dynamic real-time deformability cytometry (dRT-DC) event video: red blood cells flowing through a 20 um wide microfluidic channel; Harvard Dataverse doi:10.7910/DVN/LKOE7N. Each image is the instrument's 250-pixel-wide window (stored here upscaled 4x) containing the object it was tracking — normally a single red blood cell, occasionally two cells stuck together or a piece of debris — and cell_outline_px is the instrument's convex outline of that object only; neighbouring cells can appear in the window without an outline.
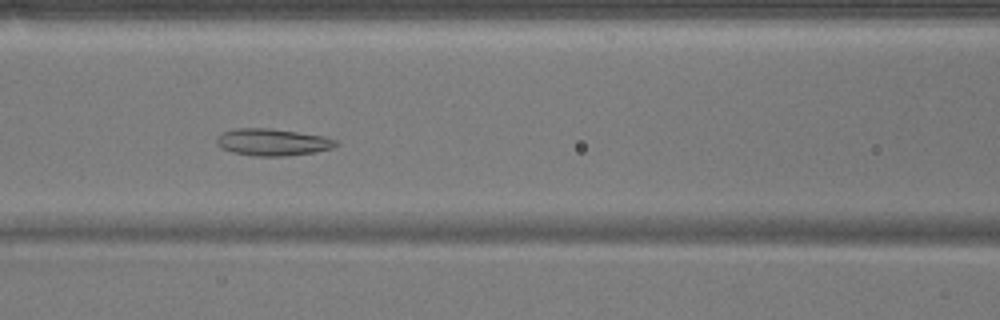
{"species": "common noctule bat (a hibernating species)", "species_latin": "Nyctalus noctula", "temperature_condition": "warm", "stored_images_in_passage": 54, "segment_of_instrument_passage": [1, 2], "camera_frame_rate_fps": 3000, "um_per_image_px": 0.085, "animal": {"sex": "male", "body_mass_g": 17.9}, "frame": {"image": 1, "passage_image": 23, "time_ms": 7.333, "image_size_px": [1000, 320], "cell_outline_px": [[340, 144], [332, 148], [316, 152], [288, 156], [256, 156], [232, 152], [220, 148], [216, 144], [216, 136], [224, 132], [236, 128], [268, 128], [324, 136], [336, 140]], "centroid_in_image_um": [23.16, 12.09], "position_along_channel_um": 143.4, "area_um2": 18.84}}
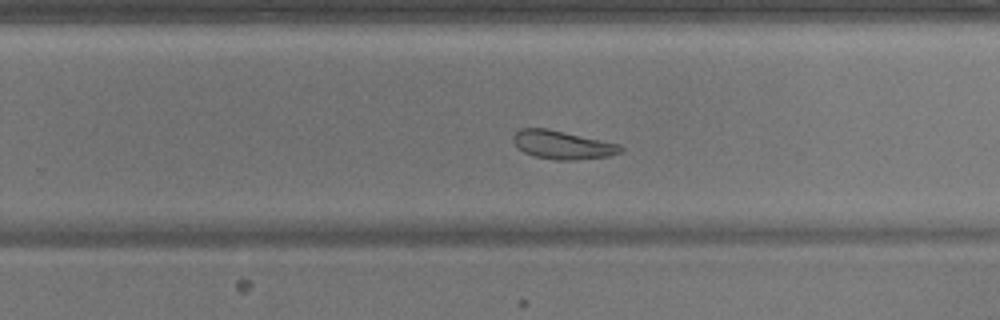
{"frame": {"image": 2, "passage_image": 34, "time_ms": 11.0, "image_size_px": [1000, 320], "cell_outline_px": [[624, 148], [620, 152], [608, 156], [576, 160], [556, 160], [536, 156], [524, 152], [512, 140], [512, 136], [520, 128], [548, 128], [620, 144]], "centroid_in_image_um": [47.82, 12.3], "position_along_channel_um": 282.0, "area_um2": 17.69}}
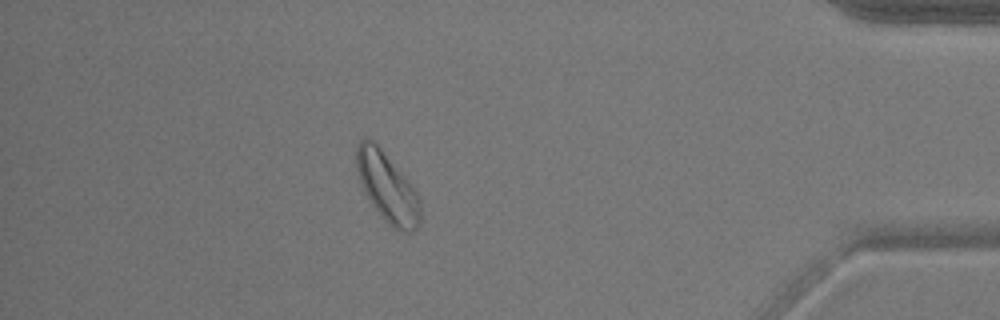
{"frame": {"image": 3, "passage_image": 47, "time_ms": 15.333, "image_size_px": [1000, 320], "cell_outline_px": [[420, 224], [412, 232], [400, 232], [392, 228], [384, 220], [372, 204], [360, 180], [356, 168], [356, 144], [360, 140], [368, 136], [380, 148], [404, 176], [416, 192], [420, 200]], "centroid_in_image_um": [32.92, 15.94], "position_along_channel_um": 402.3, "area_um2": 25.49}}